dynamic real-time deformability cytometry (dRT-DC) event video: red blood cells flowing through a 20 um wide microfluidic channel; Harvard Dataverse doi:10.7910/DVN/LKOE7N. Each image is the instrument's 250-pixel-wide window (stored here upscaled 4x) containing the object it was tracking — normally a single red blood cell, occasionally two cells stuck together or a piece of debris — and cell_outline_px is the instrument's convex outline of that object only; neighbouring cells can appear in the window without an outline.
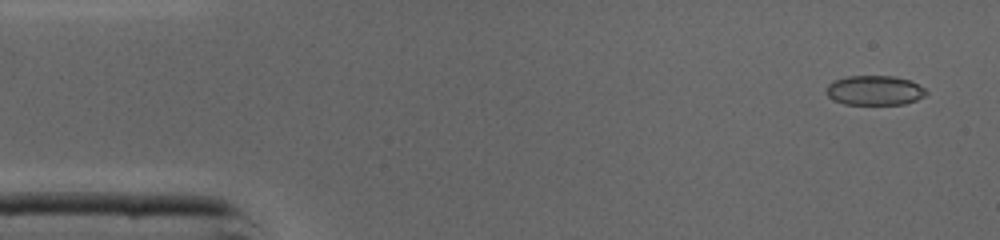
{"species": "common noctule bat (a hibernating species)", "species_latin": "Nyctalus noctula", "temperature_condition": "cold", "stored_images_in_passage": 45, "camera_frame_rate_fps": 3000, "um_per_image_px": 0.085, "animal": {"sex": "male", "body_mass_g": 19.0, "forearm_length_mm": 50.8}, "frame": {"image": 1, "passage_image": 2, "time_ms": 0.333, "image_size_px": [1000, 240], "cell_outline_px": [[928, 92], [924, 96], [916, 100], [904, 104], [844, 104], [832, 100], [824, 92], [828, 84], [832, 80], [848, 76], [896, 76], [912, 80], [924, 88]], "centroid_in_image_um": [74.32, 7.67], "position_along_channel_um": 10.7, "area_um2": 17.51}}
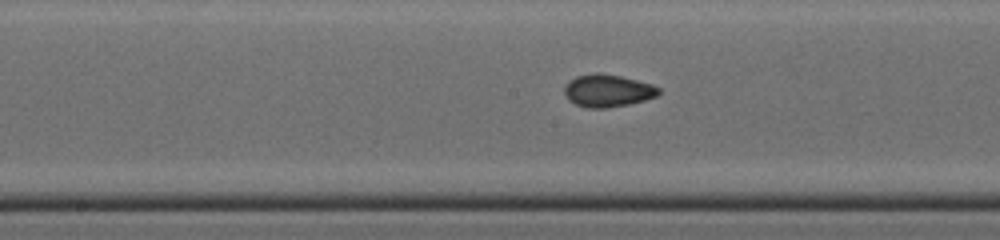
{"frame": {"image": 2, "passage_image": 22, "time_ms": 7.0, "image_size_px": [1000, 240], "cell_outline_px": [[660, 92], [656, 96], [644, 100], [628, 104], [608, 108], [588, 108], [576, 104], [568, 100], [564, 92], [564, 84], [568, 80], [576, 76], [596, 72], [620, 76], [652, 84], [660, 88]], "centroid_in_image_um": [51.61, 7.7], "position_along_channel_um": 196.6, "area_um2": 17.92}}
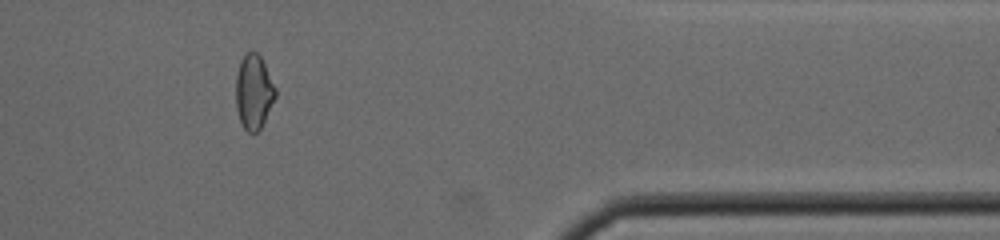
{"frame": {"image": 3, "passage_image": 37, "time_ms": 12.0, "image_size_px": [1000, 240], "cell_outline_px": [[276, 96], [260, 128], [256, 132], [248, 132], [244, 128], [240, 120], [236, 108], [236, 76], [240, 60], [248, 52], [256, 52], [260, 56], [276, 88]], "centroid_in_image_um": [21.56, 7.8], "position_along_channel_um": 389.8, "area_um2": 16.88}, "authors_computed_cell_mechanics": {"area_um2": 17.34, "velocity_mm_per_s": 4.3992, "shape_relaxation_time_tau1_ms": null, "shape_relaxation_time_tau2_ms": 1.8293, "deformation_change_tau1": null, "deformation_change_tau2": 0.0543}}